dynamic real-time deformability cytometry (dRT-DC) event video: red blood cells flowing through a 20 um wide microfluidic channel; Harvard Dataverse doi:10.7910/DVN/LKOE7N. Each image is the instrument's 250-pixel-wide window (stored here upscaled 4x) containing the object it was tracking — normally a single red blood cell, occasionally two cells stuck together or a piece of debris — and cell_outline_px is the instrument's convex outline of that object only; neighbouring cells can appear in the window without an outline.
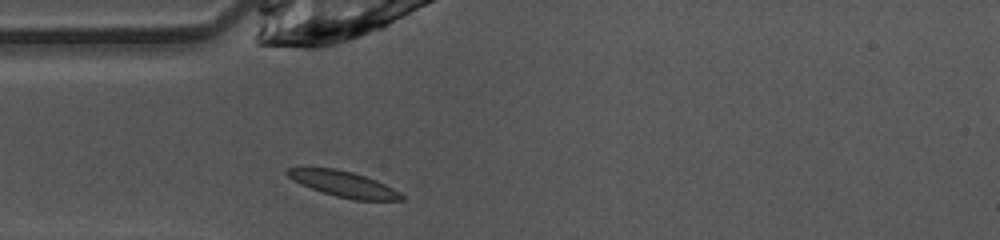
{"species": "common noctule bat (a hibernating species)", "species_latin": "Nyctalus noctula", "temperature_condition": "warm", "stored_images_in_passage": 36, "camera_frame_rate_fps": 3000, "um_per_image_px": 0.085, "animal": {"sex": "female", "body_mass_g": 10.0, "forearm_length_mm": 53.1}, "frame": {"image": 1, "passage_image": 1, "time_ms": 0.0, "image_size_px": [1000, 240], "cell_outline_px": [[404, 200], [356, 200], [336, 196], [300, 184], [288, 176], [284, 172], [288, 168], [304, 164], [336, 168], [352, 172], [376, 180], [400, 192], [404, 196]], "centroid_in_image_um": [29.1, 15.58], "position_along_channel_um": 55.9, "area_um2": 17.51}}
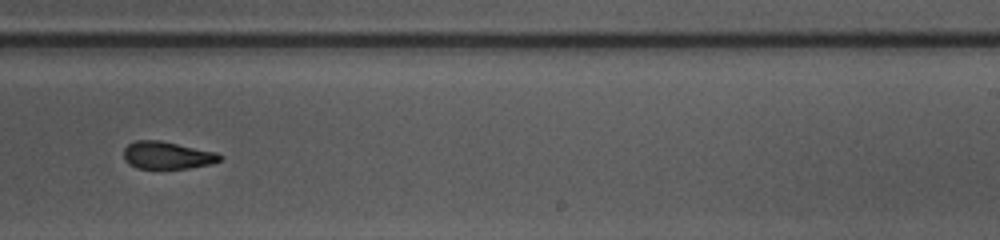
{"frame": {"image": 2, "passage_image": 17, "time_ms": 5.333, "image_size_px": [1000, 240], "cell_outline_px": [[224, 156], [220, 160], [212, 164], [188, 168], [136, 168], [128, 164], [124, 160], [124, 148], [128, 144], [136, 140], [160, 140], [216, 152]], "centroid_in_image_um": [14.2, 13.2], "position_along_channel_um": 274.8, "area_um2": 15.43}}
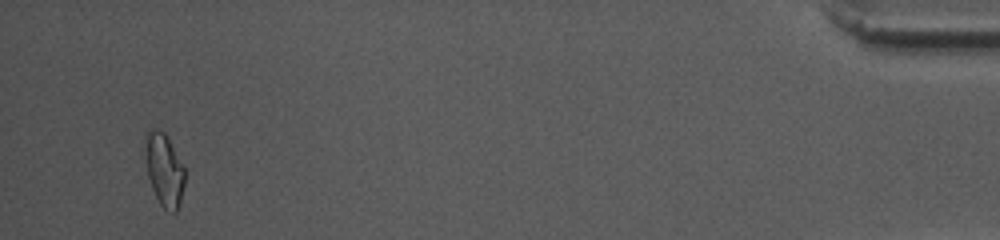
{"frame": {"image": 3, "passage_image": 34, "time_ms": 11.0, "image_size_px": [1000, 240], "cell_outline_px": [[184, 184], [180, 200], [176, 212], [172, 212], [164, 208], [160, 204], [152, 188], [148, 176], [148, 132], [152, 128], [156, 128], [164, 132], [168, 136], [184, 168]], "centroid_in_image_um": [14.01, 14.46], "position_along_channel_um": 421.2, "area_um2": 15.9}, "authors_computed_cell_mechanics": {"area_um2": 16.5597, "velocity_mm_per_s": 4.1202, "shape_relaxation_time_tau1_ms": 3.5349, "shape_relaxation_time_tau2_ms": 3.702, "deformation_change_tau1": 0.1525, "deformation_change_tau2": 0.1154}}